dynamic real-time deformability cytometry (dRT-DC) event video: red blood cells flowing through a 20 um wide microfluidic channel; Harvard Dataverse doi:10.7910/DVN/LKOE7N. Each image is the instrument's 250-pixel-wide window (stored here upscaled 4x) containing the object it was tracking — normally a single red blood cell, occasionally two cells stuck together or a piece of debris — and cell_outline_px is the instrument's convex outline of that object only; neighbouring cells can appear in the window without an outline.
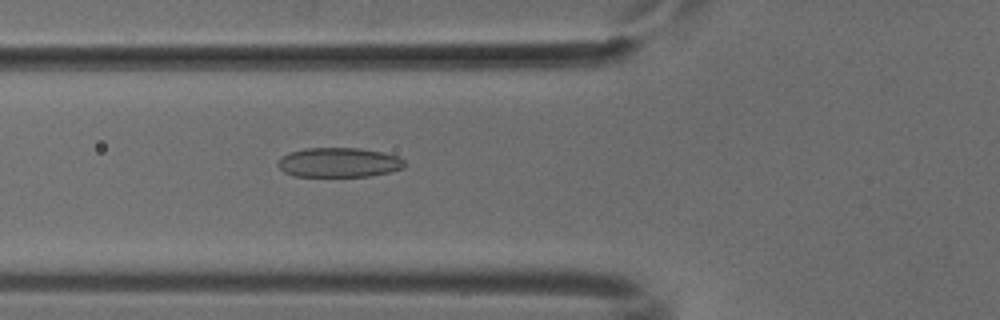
{"species": "common noctule bat (a hibernating species)", "species_latin": "Nyctalus noctula", "temperature_condition": "cold", "stored_images_in_passage": 25, "camera_frame_rate_fps": 3000, "um_per_image_px": 0.085, "animal": {"sex": "male", "body_mass_g": 18.8}, "frame": {"image": 1, "passage_image": 14, "time_ms": 4.333, "image_size_px": [1000, 320], "cell_outline_px": [[404, 168], [388, 172], [368, 176], [296, 176], [284, 172], [276, 164], [280, 156], [288, 152], [304, 148], [360, 148], [380, 152], [396, 156], [404, 160]], "centroid_in_image_um": [28.74, 13.8], "position_along_channel_um": 97.1, "area_um2": 21.79}}
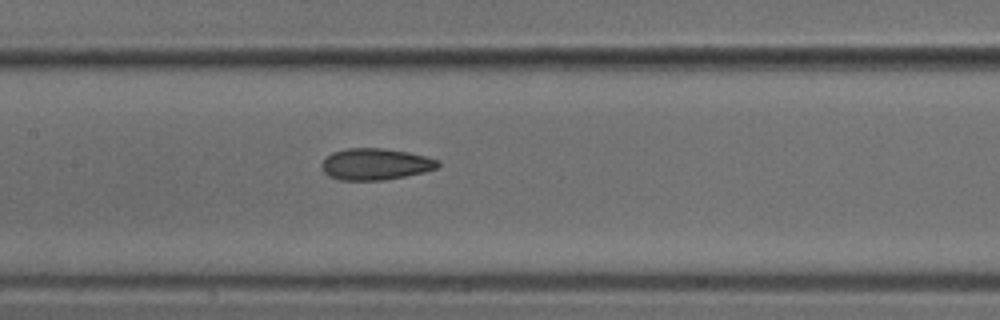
{"frame": {"image": 2, "passage_image": 20, "time_ms": 6.333, "image_size_px": [1000, 320], "cell_outline_px": [[440, 164], [436, 168], [424, 172], [384, 180], [340, 180], [328, 176], [324, 172], [320, 164], [332, 152], [348, 148], [380, 148], [408, 152], [428, 156], [440, 160]], "centroid_in_image_um": [31.92, 13.95], "position_along_channel_um": 175.5, "area_um2": 21.39}}
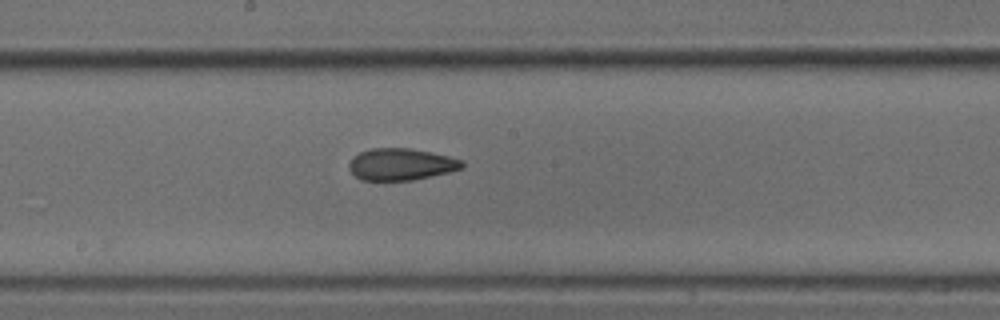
{"frame": {"image": 3, "passage_image": 23, "time_ms": 7.333, "image_size_px": [1000, 320], "cell_outline_px": [[464, 168], [448, 172], [412, 180], [360, 180], [348, 168], [348, 164], [352, 156], [360, 152], [372, 148], [408, 148], [432, 152], [464, 160]], "centroid_in_image_um": [34.08, 13.96], "position_along_channel_um": 214.1, "area_um2": 21.04}}